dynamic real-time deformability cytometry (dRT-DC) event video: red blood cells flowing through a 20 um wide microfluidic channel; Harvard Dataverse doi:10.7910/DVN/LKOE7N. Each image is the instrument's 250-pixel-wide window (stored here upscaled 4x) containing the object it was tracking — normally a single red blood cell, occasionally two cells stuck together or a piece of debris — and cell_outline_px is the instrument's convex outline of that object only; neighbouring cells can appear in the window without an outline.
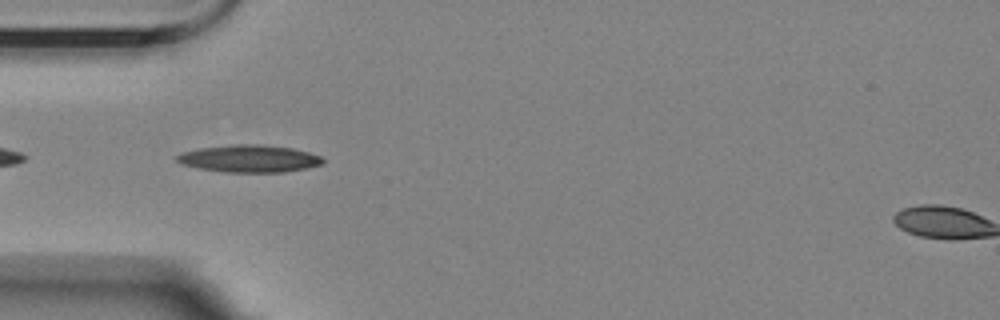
{"species": "Egyptian fruit bat (a non-hibernating species)", "species_latin": "Rousettus aegyptiacus", "temperature_condition": "room temperature", "stored_images_in_passage": 3, "camera_frame_rate_fps": 3000, "um_per_image_px": 0.085, "animal": {"sex": "female"}, "frame": {"image": 1, "passage_image": 2, "time_ms": 1.333, "image_size_px": [1000, 320], "cell_outline_px": [[324, 164], [308, 168], [284, 172], [224, 172], [200, 168], [184, 164], [176, 160], [176, 156], [184, 152], [200, 148], [236, 144], [260, 144], [292, 148], [308, 152], [320, 156], [324, 160]], "centroid_in_image_um": [21.25, 13.48], "position_along_channel_um": 63.8, "area_um2": 23.06}}
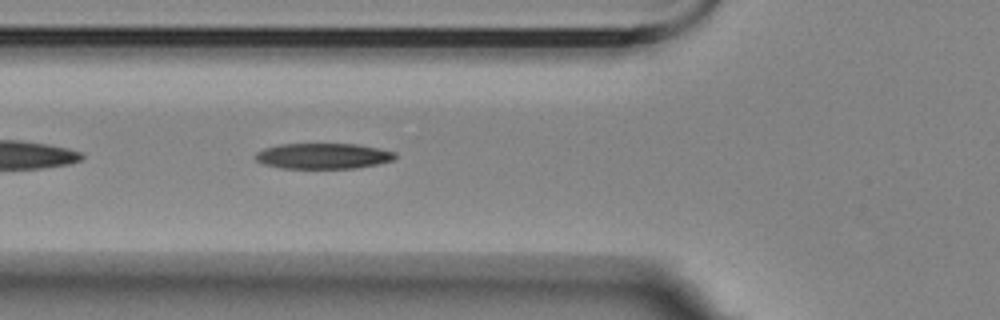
{"frame": {"image": 2, "passage_image": 3, "time_ms": 2.333, "image_size_px": [1000, 320], "cell_outline_px": [[396, 156], [392, 160], [376, 164], [356, 168], [280, 168], [264, 164], [256, 160], [252, 156], [256, 152], [264, 148], [280, 144], [356, 144], [396, 152]], "centroid_in_image_um": [27.41, 13.26], "position_along_channel_um": 98.4, "area_um2": 20.81}}